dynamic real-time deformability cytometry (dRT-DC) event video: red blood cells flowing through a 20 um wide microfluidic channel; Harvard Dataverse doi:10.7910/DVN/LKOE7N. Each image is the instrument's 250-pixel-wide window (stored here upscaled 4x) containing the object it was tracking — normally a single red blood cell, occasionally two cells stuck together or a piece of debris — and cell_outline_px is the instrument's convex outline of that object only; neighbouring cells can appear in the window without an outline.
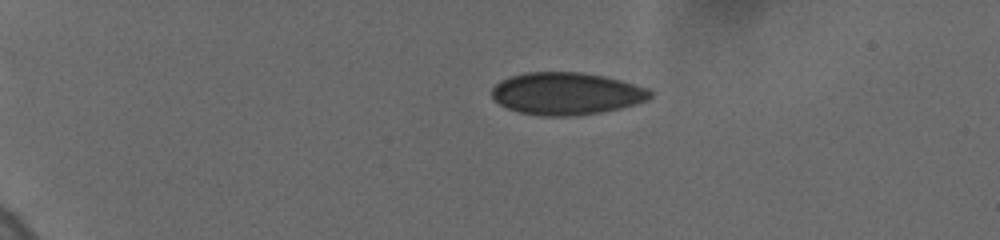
{"species": "human", "species_latin": "Homo sapiens", "temperature_condition": "cold", "stored_images_in_passage": 35, "camera_frame_rate_fps": 3000, "um_per_image_px": 0.085, "donor": {"sex": "female"}, "frame": {"image": 1, "passage_image": 8, "time_ms": 4.0, "image_size_px": [1000, 240], "cell_outline_px": [[656, 92], [648, 100], [620, 108], [604, 112], [572, 116], [540, 116], [520, 112], [508, 108], [500, 104], [492, 96], [492, 88], [500, 80], [508, 76], [524, 72], [580, 72], [604, 76], [620, 80], [648, 88]], "centroid_in_image_um": [48.16, 7.95], "position_along_channel_um": 36.8, "area_um2": 39.3}}
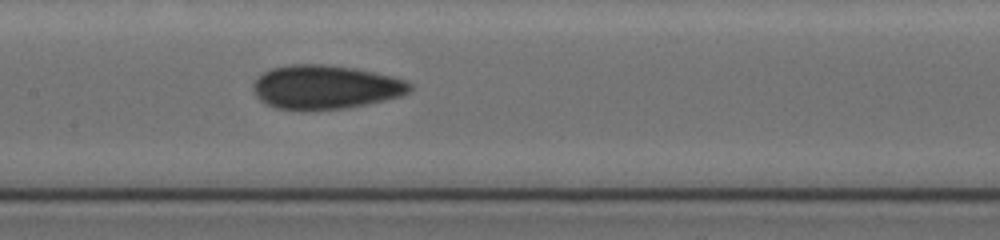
{"frame": {"image": 2, "passage_image": 23, "time_ms": 10.0, "image_size_px": [1000, 240], "cell_outline_px": [[412, 92], [400, 96], [364, 104], [344, 108], [276, 108], [260, 100], [256, 96], [252, 88], [252, 84], [264, 72], [272, 68], [292, 64], [324, 64], [356, 68], [392, 76], [404, 80], [412, 84]], "centroid_in_image_um": [27.68, 7.37], "position_along_channel_um": 179.7, "area_um2": 39.42}}
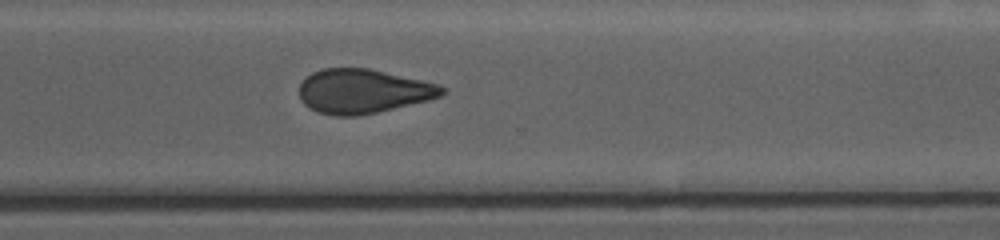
{"frame": {"image": 3, "passage_image": 35, "time_ms": 14.333, "image_size_px": [1000, 240], "cell_outline_px": [[448, 88], [440, 96], [428, 100], [376, 112], [356, 116], [336, 116], [320, 112], [304, 104], [300, 100], [300, 84], [312, 72], [320, 68], [368, 68], [424, 80], [440, 84]], "centroid_in_image_um": [30.88, 7.74], "position_along_channel_um": 339.7, "area_um2": 36.7}}